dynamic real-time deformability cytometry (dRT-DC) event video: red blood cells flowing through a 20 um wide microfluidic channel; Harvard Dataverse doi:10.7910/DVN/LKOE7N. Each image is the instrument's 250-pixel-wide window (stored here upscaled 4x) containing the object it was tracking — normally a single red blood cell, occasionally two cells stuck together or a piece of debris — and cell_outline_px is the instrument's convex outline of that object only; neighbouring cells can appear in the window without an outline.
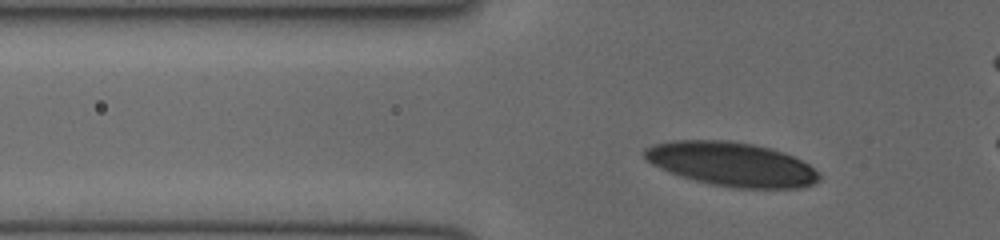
{"species": "human", "species_latin": "Homo sapiens", "temperature_condition": "cold", "stored_images_in_passage": 35, "camera_frame_rate_fps": 3000, "um_per_image_px": 0.085, "donor": {"sex": "female"}, "frame": {"image": 1, "passage_image": 9, "time_ms": 2.667, "image_size_px": [1000, 240], "cell_outline_px": [[820, 180], [812, 184], [796, 188], [732, 188], [712, 184], [680, 176], [668, 172], [652, 164], [644, 156], [644, 148], [652, 144], [676, 140], [728, 140], [752, 144], [784, 152], [808, 164], [820, 172]], "centroid_in_image_um": [62.18, 13.95], "position_along_channel_um": 63.6, "area_um2": 44.74}}
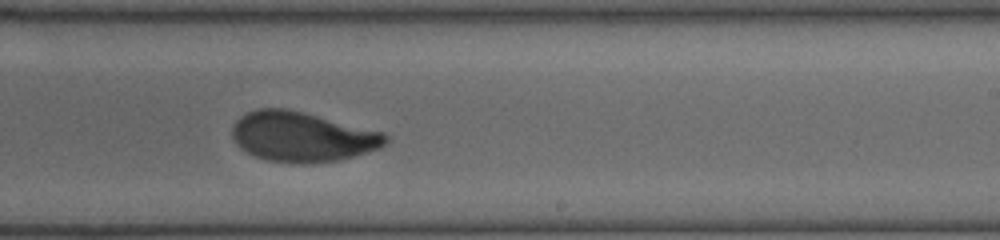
{"frame": {"image": 2, "passage_image": 24, "time_ms": 7.667, "image_size_px": [1000, 240], "cell_outline_px": [[388, 144], [380, 148], [340, 160], [312, 164], [300, 164], [268, 160], [256, 156], [240, 148], [236, 144], [232, 136], [232, 128], [236, 120], [240, 116], [256, 108], [288, 108], [384, 132], [388, 136]], "centroid_in_image_um": [25.7, 11.62], "position_along_channel_um": 263.3, "area_um2": 44.91}}
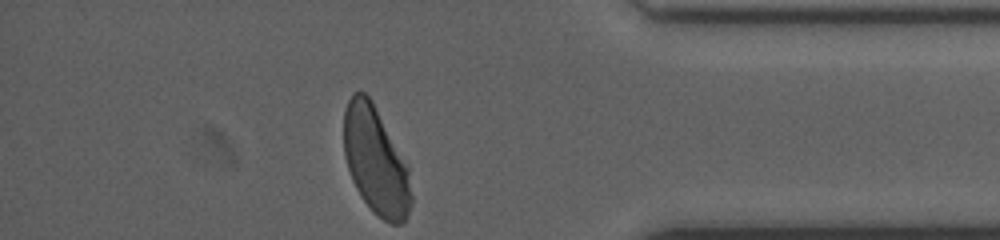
{"frame": {"image": 3, "passage_image": 35, "time_ms": 11.333, "image_size_px": [1000, 240], "cell_outline_px": [[412, 204], [404, 220], [400, 224], [392, 224], [384, 220], [372, 212], [360, 196], [352, 180], [344, 156], [344, 108], [352, 92], [364, 92], [372, 100], [408, 164], [412, 196]], "centroid_in_image_um": [31.94, 13.67], "position_along_channel_um": 403.3, "area_um2": 42.6}}